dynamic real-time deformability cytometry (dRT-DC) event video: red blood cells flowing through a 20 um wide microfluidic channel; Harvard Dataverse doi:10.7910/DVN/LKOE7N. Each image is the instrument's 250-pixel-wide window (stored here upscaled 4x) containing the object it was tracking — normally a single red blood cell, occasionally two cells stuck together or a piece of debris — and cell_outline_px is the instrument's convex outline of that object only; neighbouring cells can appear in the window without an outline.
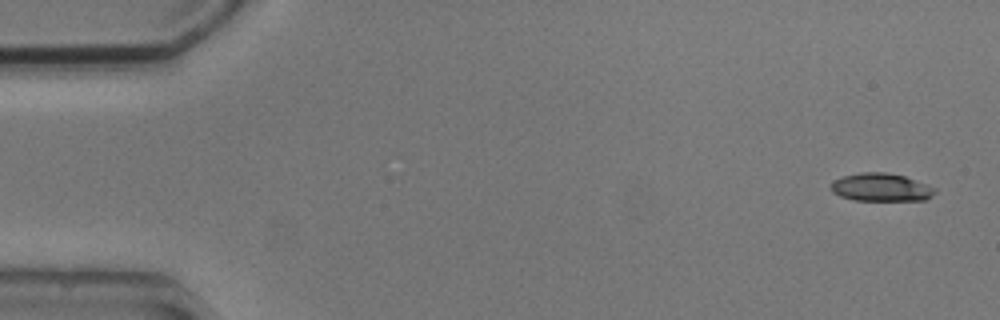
{"species": "common noctule bat (a hibernating species)", "species_latin": "Nyctalus noctula", "temperature_condition": "cold", "stored_images_in_passage": 3, "camera_frame_rate_fps": 3000, "um_per_image_px": 0.085, "animal": {"sex": "male", "body_mass_g": 20.5, "forearm_length_mm": 52.5}, "frame": {"image": 1, "passage_image": 1, "time_ms": 0.0, "image_size_px": [1000, 320], "cell_outline_px": [[936, 192], [932, 196], [924, 200], [852, 200], [840, 196], [832, 192], [828, 188], [836, 180], [844, 176], [860, 172], [884, 172], [904, 176], [928, 184], [936, 188]], "centroid_in_image_um": [74.9, 15.92], "position_along_channel_um": 10.1, "area_um2": 16.99}}